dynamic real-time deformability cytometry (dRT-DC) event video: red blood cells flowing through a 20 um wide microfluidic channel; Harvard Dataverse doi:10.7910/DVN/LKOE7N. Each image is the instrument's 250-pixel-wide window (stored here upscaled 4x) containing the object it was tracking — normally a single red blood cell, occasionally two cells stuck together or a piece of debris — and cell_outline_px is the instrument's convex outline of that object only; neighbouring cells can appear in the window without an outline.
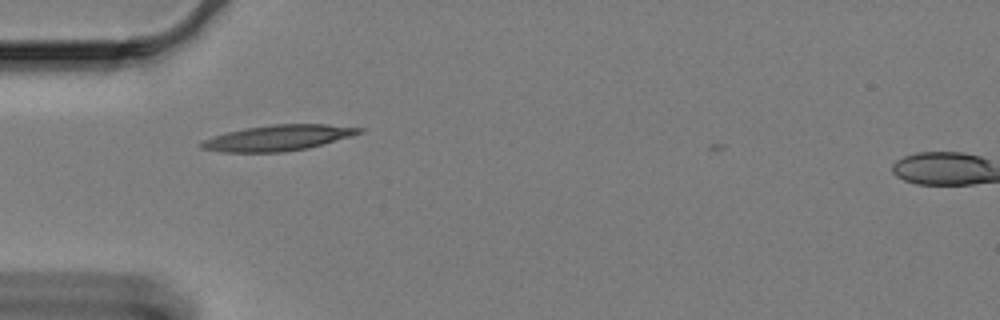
{"species": "Egyptian fruit bat (a non-hibernating species)", "species_latin": "Rousettus aegyptiacus", "temperature_condition": "cold", "stored_images_in_passage": 4, "camera_frame_rate_fps": 3000, "um_per_image_px": 0.085, "animal": {"sex": "female"}, "frame": {"image": 1, "passage_image": 1, "time_ms": 0.0, "image_size_px": [1000, 320], "cell_outline_px": [[364, 132], [352, 136], [308, 148], [284, 152], [220, 152], [200, 148], [196, 144], [204, 140], [228, 132], [244, 128], [272, 124], [328, 124], [364, 128]], "centroid_in_image_um": [23.65, 11.72], "position_along_channel_um": 61.4, "area_um2": 23.7}}
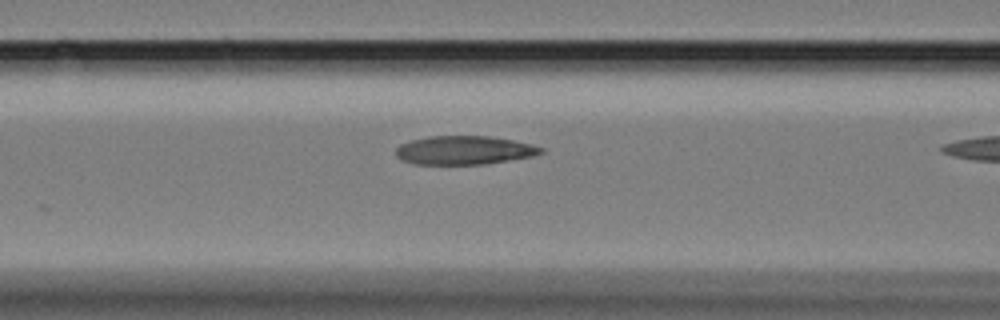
{"frame": {"image": 2, "passage_image": 3, "time_ms": 0.667, "image_size_px": [1000, 320], "cell_outline_px": [[544, 152], [532, 156], [484, 164], [416, 164], [400, 160], [396, 156], [396, 148], [400, 144], [412, 140], [428, 136], [488, 136], [512, 140], [532, 144], [544, 148]], "centroid_in_image_um": [39.44, 12.77], "position_along_channel_um": 127.2, "area_um2": 24.16}}